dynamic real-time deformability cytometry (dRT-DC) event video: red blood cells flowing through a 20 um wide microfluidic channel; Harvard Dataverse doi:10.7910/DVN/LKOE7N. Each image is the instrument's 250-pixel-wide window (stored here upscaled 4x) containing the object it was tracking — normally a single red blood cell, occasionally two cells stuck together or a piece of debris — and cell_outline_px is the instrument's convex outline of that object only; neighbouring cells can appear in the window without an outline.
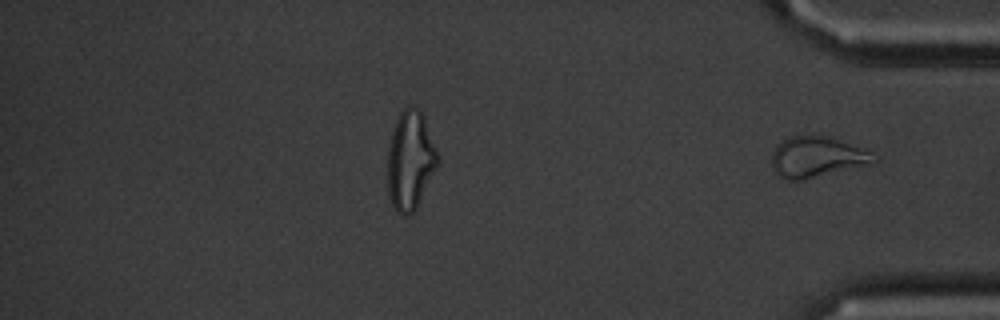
{"species": "common noctule bat (a hibernating species)", "species_latin": "Nyctalus noctula", "temperature_condition": "cold", "stored_images_in_passage": 49, "segment_of_instrument_passage": [2, 2], "camera_frame_rate_fps": 3000, "um_per_image_px": 0.085, "animal": {"sex": "male", "body_mass_g": 20.1, "forearm_length_mm": 53.5}, "frame": {"image": 1, "passage_image": 49, "time_ms": 16.0, "image_size_px": [1000, 320], "cell_outline_px": [[880, 160], [868, 164], [804, 180], [784, 180], [776, 176], [772, 168], [772, 152], [776, 144], [780, 140], [788, 136], [808, 132], [832, 136], [872, 152]], "centroid_in_image_um": [69.38, 13.3], "position_along_channel_um": 365.8, "area_um2": 25.26}}